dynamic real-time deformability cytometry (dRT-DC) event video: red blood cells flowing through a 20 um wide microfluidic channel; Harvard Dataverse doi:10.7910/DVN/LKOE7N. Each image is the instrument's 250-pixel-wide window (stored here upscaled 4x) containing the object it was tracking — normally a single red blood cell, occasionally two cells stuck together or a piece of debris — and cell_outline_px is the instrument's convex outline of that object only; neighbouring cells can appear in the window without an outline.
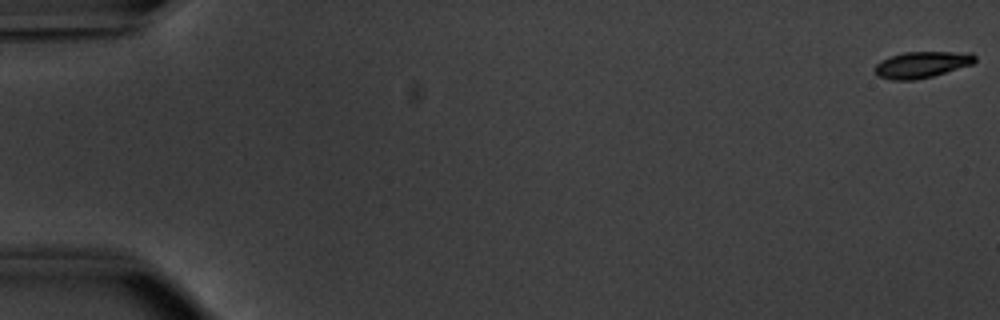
{"species": "common noctule bat (a hibernating species)", "species_latin": "Nyctalus noctula", "temperature_condition": "warm", "stored_images_in_passage": 54, "camera_frame_rate_fps": 3000, "um_per_image_px": 0.085, "animal": {"sex": "male", "body_mass_g": 20.1, "forearm_length_mm": 53.5}, "frame": {"image": 1, "passage_image": 1, "time_ms": 0.0, "image_size_px": [1000, 320], "cell_outline_px": [[976, 60], [972, 64], [932, 76], [912, 80], [892, 80], [876, 76], [872, 68], [880, 60], [904, 52], [972, 52], [976, 56]], "centroid_in_image_um": [78.31, 5.49], "position_along_channel_um": 6.7, "area_um2": 15.43}}
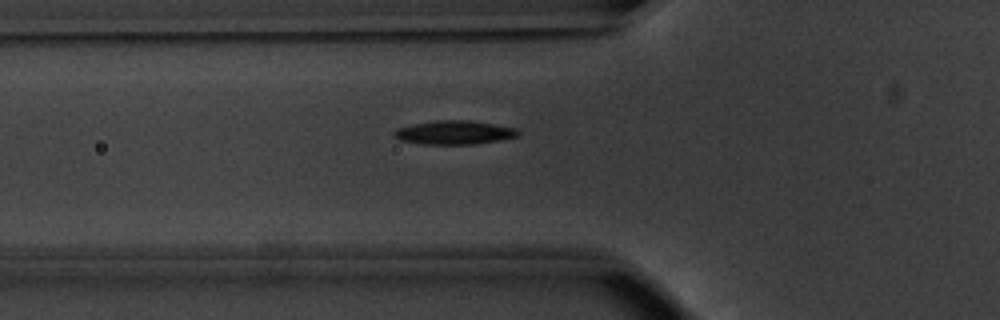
{"frame": {"image": 2, "passage_image": 20, "time_ms": 6.333, "image_size_px": [1000, 320], "cell_outline_px": [[520, 136], [500, 140], [476, 144], [424, 144], [400, 140], [392, 136], [392, 132], [396, 128], [412, 124], [436, 120], [468, 120], [516, 128], [520, 132]], "centroid_in_image_um": [38.59, 11.26], "position_along_channel_um": 87.2, "area_um2": 17.28}}
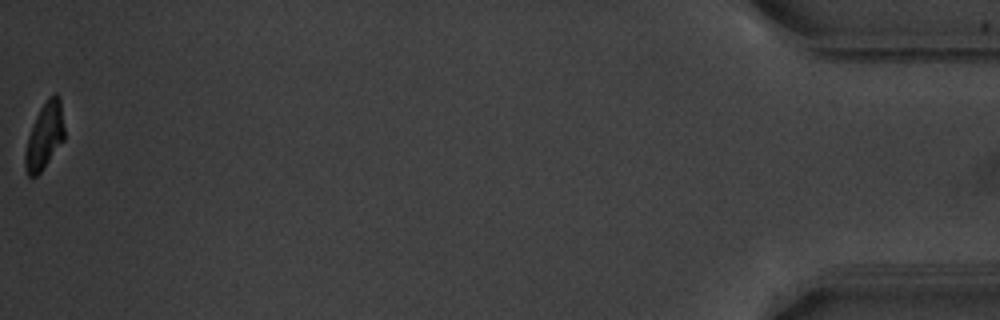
{"frame": {"image": 3, "passage_image": 54, "time_ms": 17.667, "image_size_px": [1000, 320], "cell_outline_px": [[64, 140], [44, 168], [36, 176], [28, 176], [24, 164], [24, 152], [28, 136], [36, 116], [40, 108], [48, 96], [56, 92], [60, 96], [64, 128]], "centroid_in_image_um": [3.79, 11.54], "position_along_channel_um": 431.4, "area_um2": 15.32}, "authors_computed_cell_mechanics": {"area_um2": 16.7042, "velocity_mm_per_s": 3.8455, "shape_relaxation_time_tau1_ms": 2.0896, "shape_relaxation_time_tau2_ms": 5.057, "deformation_change_tau1": 0.1698, "deformation_change_tau2": 0.0951}}